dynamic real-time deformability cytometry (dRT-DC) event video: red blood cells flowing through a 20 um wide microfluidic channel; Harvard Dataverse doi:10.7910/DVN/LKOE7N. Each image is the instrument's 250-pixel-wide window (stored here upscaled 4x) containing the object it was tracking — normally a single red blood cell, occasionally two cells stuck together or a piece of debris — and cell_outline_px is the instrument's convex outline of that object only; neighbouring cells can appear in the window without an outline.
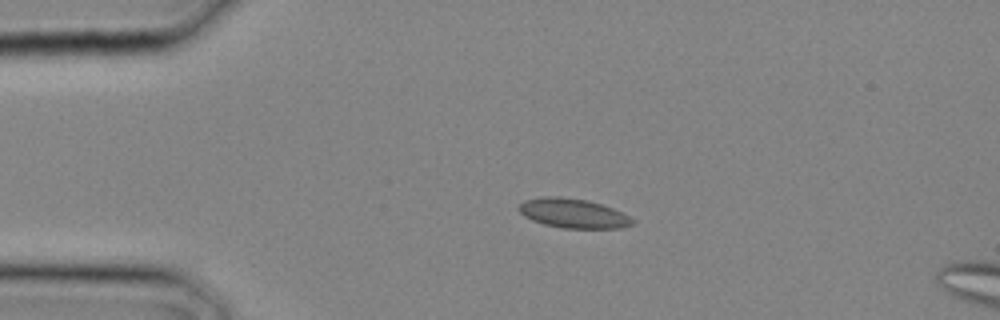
{"species": "common noctule bat (a hibernating species)", "species_latin": "Nyctalus noctula", "temperature_condition": "cold", "stored_images_in_passage": 3, "camera_frame_rate_fps": 3000, "um_per_image_px": 0.085, "animal": {"sex": "male", "body_mass_g": 20.4}, "frame": {"image": 1, "passage_image": 2, "time_ms": 0.333, "image_size_px": [1000, 320], "cell_outline_px": [[636, 224], [620, 228], [560, 228], [544, 224], [532, 220], [524, 216], [516, 208], [524, 200], [540, 196], [560, 196], [588, 200], [612, 208], [636, 220]], "centroid_in_image_um": [48.7, 18.13], "position_along_channel_um": 36.3, "area_um2": 19.65}}